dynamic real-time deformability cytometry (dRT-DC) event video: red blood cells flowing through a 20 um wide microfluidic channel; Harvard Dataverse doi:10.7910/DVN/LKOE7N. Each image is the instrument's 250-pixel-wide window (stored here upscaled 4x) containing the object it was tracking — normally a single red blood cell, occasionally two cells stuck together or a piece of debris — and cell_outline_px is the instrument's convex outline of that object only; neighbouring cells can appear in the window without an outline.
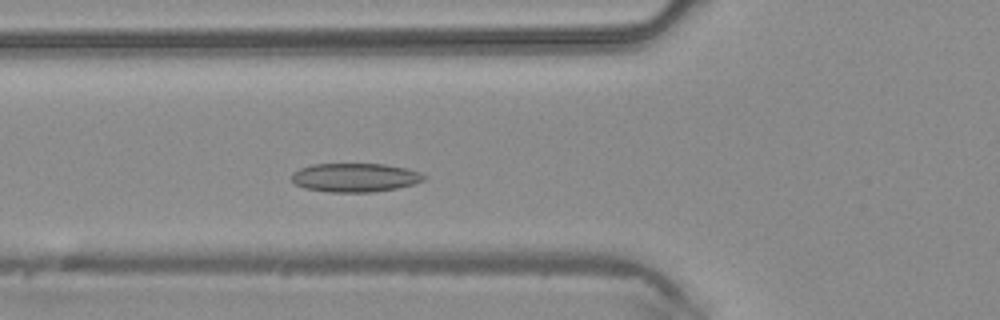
{"species": "common noctule bat (a hibernating species)", "species_latin": "Nyctalus noctula", "temperature_condition": "warm", "stored_images_in_passage": 29, "camera_frame_rate_fps": 3000, "um_per_image_px": 0.085, "animal": {"sex": "male", "body_mass_g": 20.4}, "frame": {"image": 1, "passage_image": 9, "time_ms": 2.667, "image_size_px": [1000, 320], "cell_outline_px": [[428, 176], [424, 180], [412, 184], [396, 188], [372, 192], [328, 192], [304, 188], [296, 184], [292, 180], [292, 172], [300, 168], [312, 164], [384, 164], [408, 168], [420, 172]], "centroid_in_image_um": [30.18, 15.08], "position_along_channel_um": 95.6, "area_um2": 22.25}}
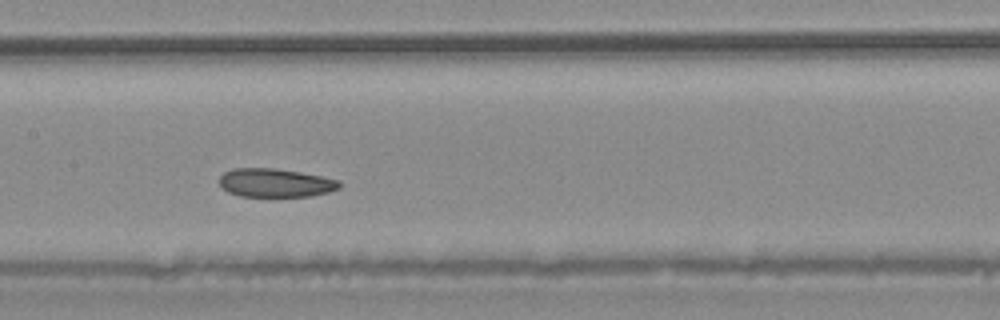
{"frame": {"image": 2, "passage_image": 15, "time_ms": 4.667, "image_size_px": [1000, 320], "cell_outline_px": [[344, 184], [340, 188], [328, 192], [312, 196], [240, 196], [228, 192], [220, 188], [220, 176], [224, 172], [232, 168], [276, 168], [300, 172], [340, 180]], "centroid_in_image_um": [23.41, 15.54], "position_along_channel_um": 184.0, "area_um2": 20.17}}
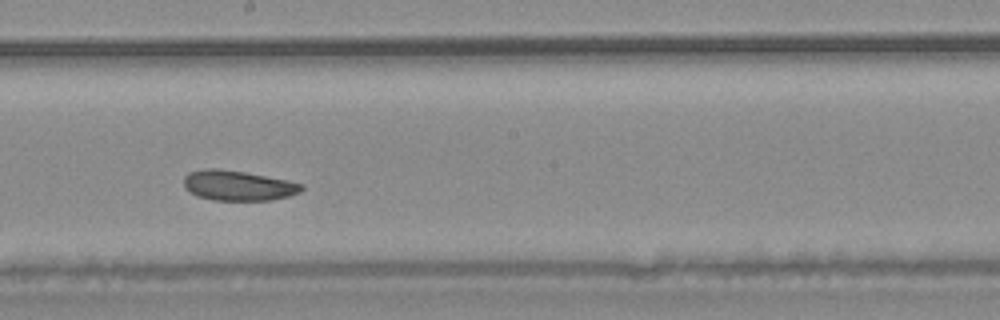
{"frame": {"image": 3, "passage_image": 18, "time_ms": 5.667, "image_size_px": [1000, 320], "cell_outline_px": [[304, 188], [300, 192], [288, 196], [272, 200], [212, 200], [196, 196], [188, 192], [184, 188], [184, 176], [188, 172], [204, 168], [216, 168], [244, 172], [304, 184]], "centroid_in_image_um": [20.17, 15.77], "position_along_channel_um": 228.0, "area_um2": 20.69}}